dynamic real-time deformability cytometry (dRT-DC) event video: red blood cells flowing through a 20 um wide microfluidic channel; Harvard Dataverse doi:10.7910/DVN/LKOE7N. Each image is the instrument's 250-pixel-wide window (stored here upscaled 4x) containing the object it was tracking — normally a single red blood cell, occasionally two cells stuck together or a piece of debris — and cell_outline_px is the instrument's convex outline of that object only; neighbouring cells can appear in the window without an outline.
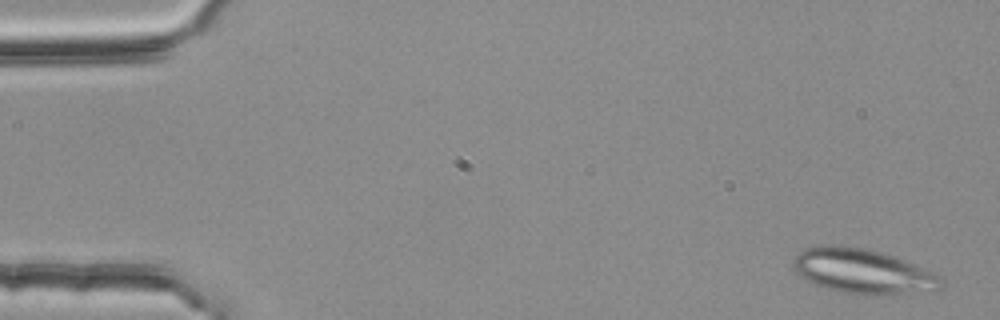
{"species": "common noctule bat (a hibernating species)", "species_latin": "Nyctalus noctula", "temperature_condition": "room temperature", "stored_images_in_passage": 4, "camera_frame_rate_fps": 3000, "um_per_image_px": 0.085, "animal": {"sex": "female", "body_mass_g": 25.1}, "frame": {"image": 1, "passage_image": 1, "time_ms": 0.0, "image_size_px": [1000, 320], "cell_outline_px": [[944, 284], [940, 288], [908, 296], [884, 296], [840, 292], [804, 280], [796, 272], [792, 264], [796, 256], [804, 248], [824, 244], [840, 244], [868, 248], [892, 256], [912, 264], [940, 276], [944, 280]], "centroid_in_image_um": [73.35, 23.08], "position_along_channel_um": 11.7, "area_um2": 39.13}}